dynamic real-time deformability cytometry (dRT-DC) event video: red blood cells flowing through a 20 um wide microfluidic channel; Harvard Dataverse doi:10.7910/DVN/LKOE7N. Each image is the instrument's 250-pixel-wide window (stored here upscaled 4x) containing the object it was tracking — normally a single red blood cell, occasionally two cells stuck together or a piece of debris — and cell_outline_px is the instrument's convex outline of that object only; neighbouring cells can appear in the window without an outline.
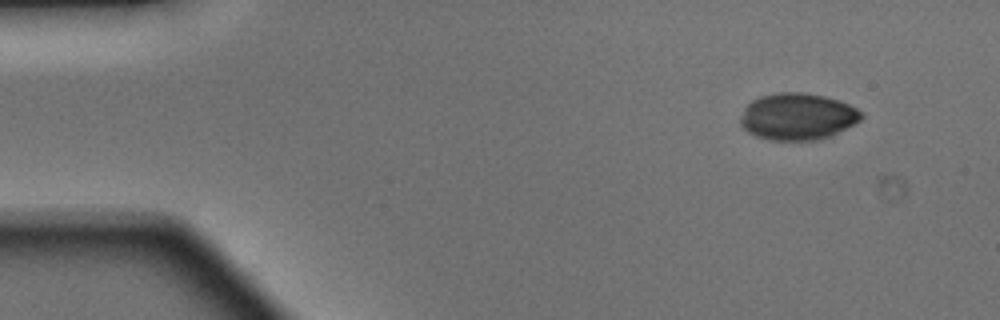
{"species": "Egyptian fruit bat (a non-hibernating species)", "species_latin": "Rousettus aegyptiacus", "temperature_condition": "warm", "stored_images_in_passage": 2, "camera_frame_rate_fps": 3000, "um_per_image_px": 0.085, "animal": {"sex": "male"}, "frame": {"image": 1, "passage_image": 1, "time_ms": 0.0, "image_size_px": [1000, 320], "cell_outline_px": [[864, 116], [860, 120], [832, 136], [816, 140], [768, 140], [756, 136], [748, 132], [740, 124], [740, 116], [744, 108], [752, 100], [760, 96], [780, 92], [800, 92], [824, 96], [840, 100], [856, 108]], "centroid_in_image_um": [67.78, 9.91], "position_along_channel_um": 17.2, "area_um2": 33.0}}